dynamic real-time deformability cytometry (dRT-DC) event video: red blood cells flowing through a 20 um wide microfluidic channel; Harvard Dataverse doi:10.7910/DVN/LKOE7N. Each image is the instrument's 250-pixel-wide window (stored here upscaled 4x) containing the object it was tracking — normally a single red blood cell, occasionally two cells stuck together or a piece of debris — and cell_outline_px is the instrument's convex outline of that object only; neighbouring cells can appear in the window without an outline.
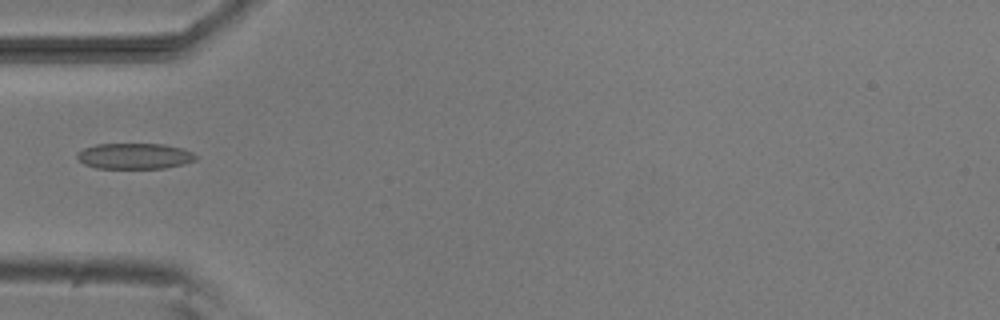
{"species": "common noctule bat (a hibernating species)", "species_latin": "Nyctalus noctula", "temperature_condition": "room temperature", "stored_images_in_passage": 4, "camera_frame_rate_fps": 3000, "um_per_image_px": 0.085, "animal": {"sex": "male", "body_mass_g": 20.5, "forearm_length_mm": 52.5}, "frame": {"image": 1, "passage_image": 2, "time_ms": 1.333, "image_size_px": [1000, 320], "cell_outline_px": [[196, 160], [184, 164], [164, 168], [96, 168], [84, 164], [76, 156], [76, 152], [84, 148], [96, 144], [164, 144], [184, 148], [192, 152], [196, 156]], "centroid_in_image_um": [11.44, 13.26], "position_along_channel_um": 73.6, "area_um2": 17.92}}
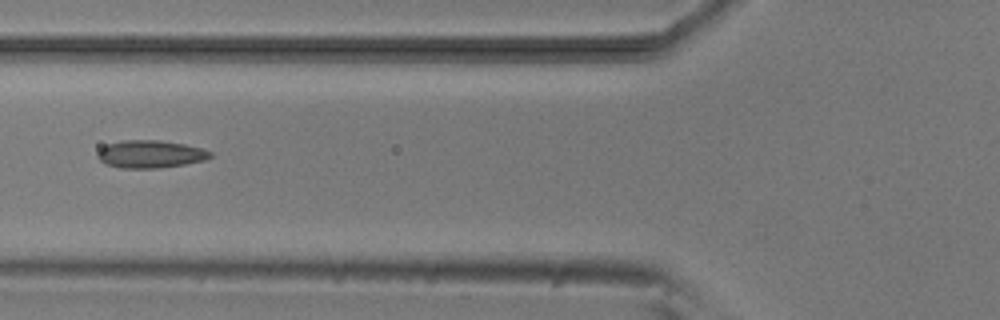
{"frame": {"image": 2, "passage_image": 3, "time_ms": 2.333, "image_size_px": [1000, 320], "cell_outline_px": [[212, 156], [204, 160], [184, 164], [160, 168], [120, 168], [108, 164], [100, 160], [96, 156], [100, 148], [108, 144], [120, 140], [160, 140], [184, 144], [200, 148], [212, 152]], "centroid_in_image_um": [12.76, 13.09], "position_along_channel_um": 113.0, "area_um2": 18.09}}
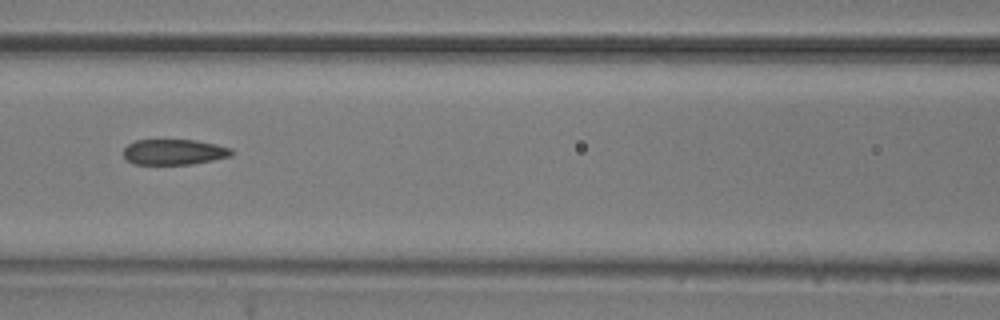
{"frame": {"image": 3, "passage_image": 4, "time_ms": 3.333, "image_size_px": [1000, 320], "cell_outline_px": [[236, 152], [232, 156], [192, 164], [132, 164], [124, 156], [124, 148], [128, 144], [136, 140], [196, 140], [216, 144], [232, 148]], "centroid_in_image_um": [14.84, 12.92], "position_along_channel_um": 151.8, "area_um2": 16.18}}